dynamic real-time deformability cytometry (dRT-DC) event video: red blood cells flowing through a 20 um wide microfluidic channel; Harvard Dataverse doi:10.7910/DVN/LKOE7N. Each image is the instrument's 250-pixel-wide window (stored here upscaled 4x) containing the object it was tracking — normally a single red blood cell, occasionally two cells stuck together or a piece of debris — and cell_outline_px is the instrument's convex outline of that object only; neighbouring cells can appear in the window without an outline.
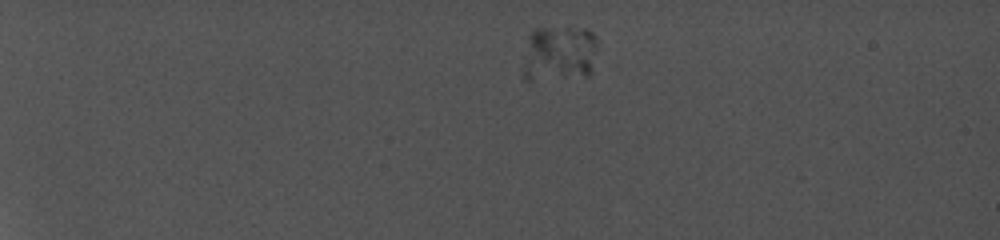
{"species": "common noctule bat (a hibernating species)", "species_latin": "Nyctalus noctula", "temperature_condition": "cold", "stored_images_in_passage": 5, "camera_frame_rate_fps": 5000, "um_per_image_px": 0.085, "animal": {"sex": "female", "body_mass_g": 19.0, "forearm_length_mm": 56.7}, "frame": {"image": 1, "passage_image": 1, "time_ms": 0.0, "image_size_px": [1000, 240], "cell_outline_px": [[596, 48], [592, 72], [588, 76], [584, 76], [564, 72], [544, 60], [536, 52], [528, 36], [536, 28], [588, 28], [596, 36]], "centroid_in_image_um": [48.14, 4.13], "position_along_channel_um": 36.9, "area_um2": 17.86}}